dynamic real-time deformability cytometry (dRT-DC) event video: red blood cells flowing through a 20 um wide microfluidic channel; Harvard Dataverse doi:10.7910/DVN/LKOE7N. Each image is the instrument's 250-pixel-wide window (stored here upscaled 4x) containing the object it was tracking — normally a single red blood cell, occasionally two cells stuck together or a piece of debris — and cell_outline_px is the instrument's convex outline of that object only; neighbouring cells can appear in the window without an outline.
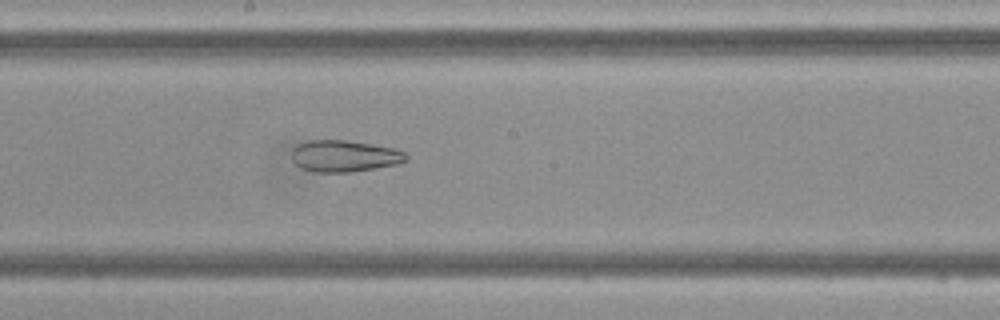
{"species": "Egyptian fruit bat (a non-hibernating species)", "species_latin": "Rousettus aegyptiacus", "temperature_condition": "cold", "stored_images_in_passage": 40, "camera_frame_rate_fps": 3000, "um_per_image_px": 0.085, "frame": {"image": 1, "passage_image": 18, "time_ms": 5.667, "image_size_px": [1000, 320], "cell_outline_px": [[408, 160], [400, 164], [348, 172], [316, 172], [300, 168], [292, 160], [292, 148], [296, 144], [308, 140], [344, 140], [372, 144], [392, 148], [404, 152], [408, 156]], "centroid_in_image_um": [29.25, 13.26], "position_along_channel_um": 219.0, "area_um2": 21.15}}
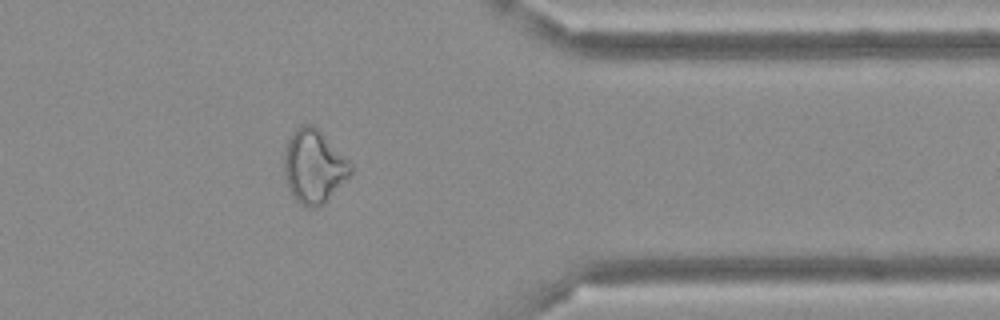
{"frame": {"image": 2, "passage_image": 31, "time_ms": 10.0, "image_size_px": [1000, 320], "cell_outline_px": [[352, 172], [324, 204], [312, 208], [308, 208], [296, 200], [292, 196], [284, 172], [284, 148], [292, 132], [300, 124], [312, 124], [352, 164]], "centroid_in_image_um": [26.65, 14.15], "position_along_channel_um": 384.8, "area_um2": 28.09}}
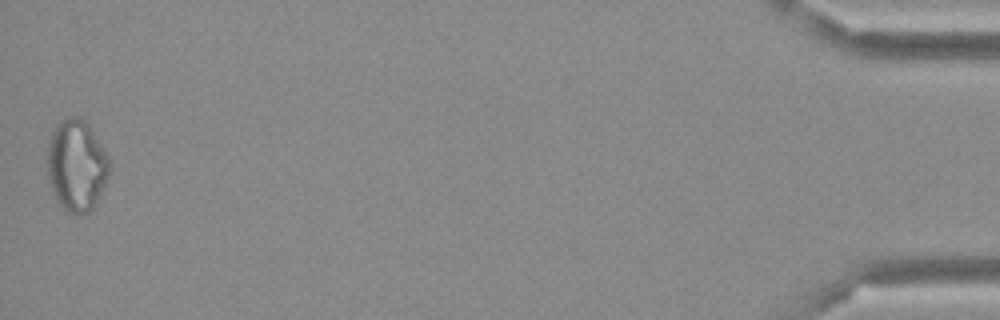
{"frame": {"image": 3, "passage_image": 40, "time_ms": 13.0, "image_size_px": [1000, 320], "cell_outline_px": [[108, 176], [92, 208], [88, 212], [80, 216], [76, 216], [68, 212], [60, 204], [52, 192], [48, 176], [48, 144], [52, 132], [56, 124], [60, 120], [72, 116], [80, 116], [88, 124], [104, 148], [108, 156]], "centroid_in_image_um": [6.49, 14.05], "position_along_channel_um": 428.7, "area_um2": 32.83}}